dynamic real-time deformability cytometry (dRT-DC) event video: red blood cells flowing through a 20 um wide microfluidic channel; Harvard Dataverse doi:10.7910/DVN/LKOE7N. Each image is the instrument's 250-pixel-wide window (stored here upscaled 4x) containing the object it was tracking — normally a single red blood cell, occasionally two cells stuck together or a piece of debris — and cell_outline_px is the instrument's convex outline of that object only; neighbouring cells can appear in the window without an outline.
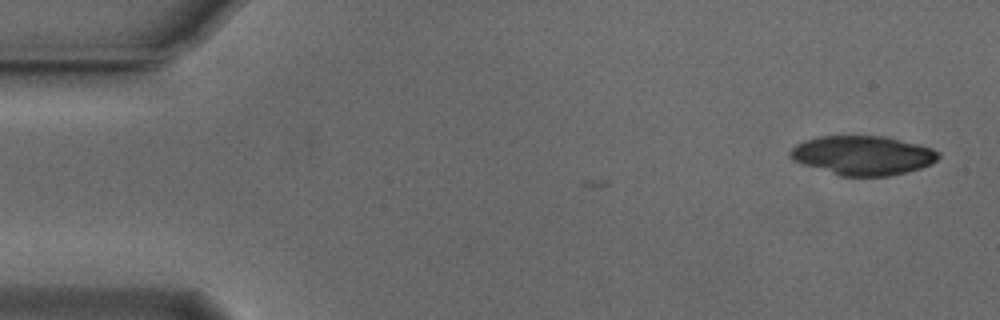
{"species": "Egyptian fruit bat (a non-hibernating species)", "species_latin": "Rousettus aegyptiacus", "temperature_condition": "cold", "stored_images_in_passage": 5, "camera_frame_rate_fps": 3000, "um_per_image_px": 0.085, "animal": {"sex": "male"}, "frame": {"image": 1, "passage_image": 5, "time_ms": 1.333, "image_size_px": [1000, 320], "cell_outline_px": [[940, 156], [932, 164], [920, 168], [888, 176], [840, 176], [804, 164], [796, 160], [788, 152], [796, 144], [804, 140], [820, 136], [884, 136], [932, 148], [940, 152]], "centroid_in_image_um": [73.35, 13.2], "position_along_channel_um": 11.6, "area_um2": 33.52}}